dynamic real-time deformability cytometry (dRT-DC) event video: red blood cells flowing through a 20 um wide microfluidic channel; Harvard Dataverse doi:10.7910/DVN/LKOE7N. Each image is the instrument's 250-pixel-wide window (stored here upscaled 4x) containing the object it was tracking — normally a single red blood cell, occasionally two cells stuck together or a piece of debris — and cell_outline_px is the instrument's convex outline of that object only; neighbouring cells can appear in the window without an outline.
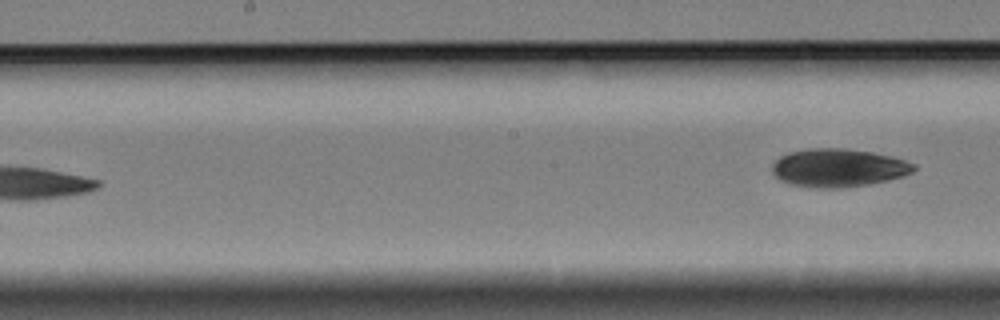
{"species": "Egyptian fruit bat (a non-hibernating species)", "species_latin": "Rousettus aegyptiacus", "temperature_condition": "cold", "stored_images_in_passage": 7, "segment_of_instrument_passage": [2, 2], "camera_frame_rate_fps": 3000, "um_per_image_px": 0.085, "animal": {"sex": "female"}, "frame": {"image": 1, "passage_image": 7, "time_ms": 7.667, "image_size_px": [1000, 320], "cell_outline_px": [[916, 168], [912, 172], [904, 176], [888, 180], [868, 184], [836, 188], [824, 188], [792, 184], [776, 176], [772, 172], [772, 164], [780, 156], [788, 152], [808, 148], [844, 148], [872, 152], [904, 160], [916, 164]], "centroid_in_image_um": [71.27, 14.25], "position_along_channel_um": 176.9, "area_um2": 31.21}}